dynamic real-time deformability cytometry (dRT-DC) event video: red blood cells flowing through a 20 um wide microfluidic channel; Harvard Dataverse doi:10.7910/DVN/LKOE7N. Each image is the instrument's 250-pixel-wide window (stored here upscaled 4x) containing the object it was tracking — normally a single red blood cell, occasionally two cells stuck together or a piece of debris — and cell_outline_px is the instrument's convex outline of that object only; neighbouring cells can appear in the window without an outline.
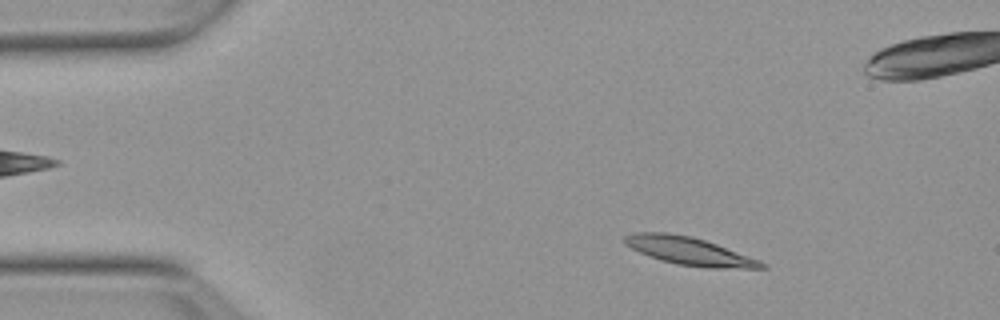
{"species": "Egyptian fruit bat (a non-hibernating species)", "species_latin": "Rousettus aegyptiacus", "temperature_condition": "warm", "stored_images_in_passage": 13, "camera_frame_rate_fps": 3000, "um_per_image_px": 0.085, "animal": {"sex": "female"}, "frame": {"image": 1, "passage_image": 7, "time_ms": 2.0, "image_size_px": [1000, 320], "cell_outline_px": [[768, 268], [704, 268], [676, 264], [660, 260], [648, 256], [624, 244], [624, 236], [632, 232], [668, 232], [692, 236], [716, 244], [760, 260], [768, 264]], "centroid_in_image_um": [58.58, 21.34], "position_along_channel_um": 26.4, "area_um2": 22.43}}